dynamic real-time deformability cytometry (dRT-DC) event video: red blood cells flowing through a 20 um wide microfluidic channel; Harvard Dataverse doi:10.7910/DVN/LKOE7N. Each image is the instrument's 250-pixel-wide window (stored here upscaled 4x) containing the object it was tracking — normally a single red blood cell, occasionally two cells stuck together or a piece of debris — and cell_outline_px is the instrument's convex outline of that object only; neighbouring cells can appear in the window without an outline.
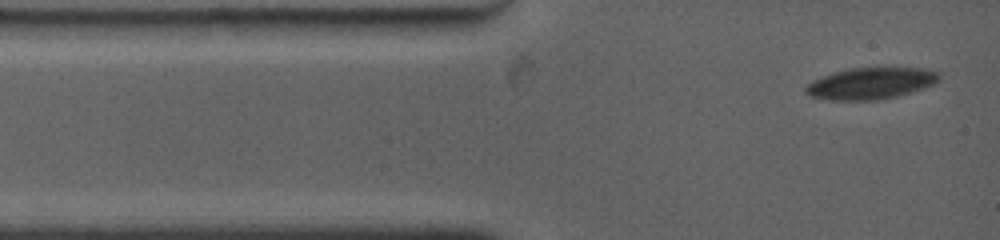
{"species": "common noctule bat (a hibernating species)", "species_latin": "Nyctalus noctula", "temperature_condition": "warm", "stored_images_in_passage": 13, "camera_frame_rate_fps": 4500, "um_per_image_px": 0.085, "animal": {"sex": "female", "body_mass_g": 19.0, "forearm_length_mm": 53.3}, "frame": {"image": 1, "passage_image": 1, "time_ms": 0.0, "image_size_px": [1000, 240], "cell_outline_px": [[940, 80], [932, 84], [896, 96], [876, 100], [832, 100], [808, 96], [804, 92], [804, 88], [808, 84], [824, 76], [836, 72], [852, 68], [924, 68], [936, 72], [940, 76]], "centroid_in_image_um": [73.98, 7.09], "position_along_channel_um": 11.0, "area_um2": 23.99}}
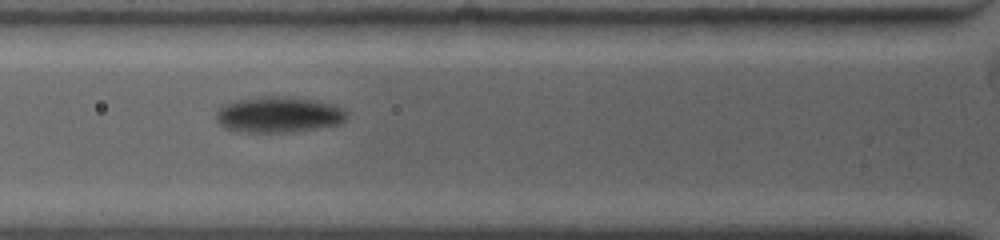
{"frame": {"image": 2, "passage_image": 8, "time_ms": 3.556, "image_size_px": [1000, 240], "cell_outline_px": [[344, 120], [336, 124], [280, 132], [260, 132], [228, 128], [220, 124], [216, 116], [216, 112], [224, 104], [240, 100], [272, 96], [288, 96], [316, 100], [332, 104], [340, 108], [344, 112]], "centroid_in_image_um": [23.65, 9.71], "position_along_channel_um": 102.1, "area_um2": 26.01}}
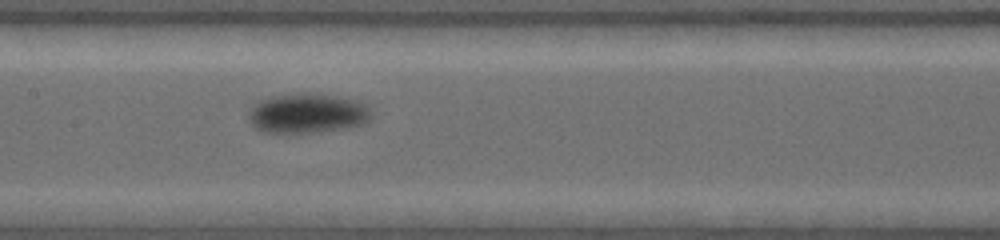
{"frame": {"image": 3, "passage_image": 13, "time_ms": 5.778, "image_size_px": [1000, 240], "cell_outline_px": [[368, 120], [356, 124], [340, 128], [320, 132], [264, 132], [256, 128], [252, 124], [248, 116], [252, 108], [260, 100], [272, 96], [300, 92], [308, 92], [336, 96], [352, 100], [368, 108]], "centroid_in_image_um": [26.02, 9.61], "position_along_channel_um": 181.4, "area_um2": 27.51}}